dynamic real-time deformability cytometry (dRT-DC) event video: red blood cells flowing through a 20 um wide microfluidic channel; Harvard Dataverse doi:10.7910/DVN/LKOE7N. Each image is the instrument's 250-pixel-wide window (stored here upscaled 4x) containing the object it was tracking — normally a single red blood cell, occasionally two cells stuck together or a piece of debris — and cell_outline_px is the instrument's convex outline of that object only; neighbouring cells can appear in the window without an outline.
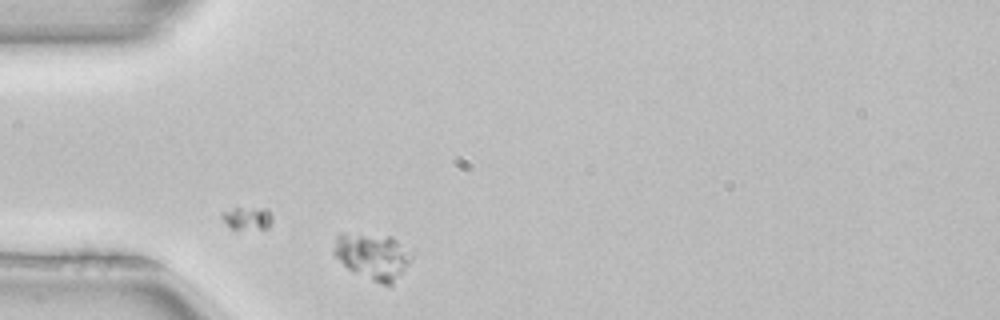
{"species": "common noctule bat (a hibernating species)", "species_latin": "Nyctalus noctula", "temperature_condition": "room temperature", "stored_images_in_passage": 1, "camera_frame_rate_fps": 3000, "um_per_image_px": 0.085, "animal": {"sex": "female", "body_mass_g": 22.7, "forearm_length_mm": 54.2}, "frame": {"image": 1, "passage_image": 1, "time_ms": 0.0, "image_size_px": [1000, 320], "cell_outline_px": [[412, 260], [392, 284], [384, 284], [372, 280], [348, 268], [332, 252], [332, 248], [336, 236], [340, 232], [344, 232], [392, 236], [412, 252]], "centroid_in_image_um": [31.67, 21.72], "position_along_channel_um": 53.3, "area_um2": 20.87}}